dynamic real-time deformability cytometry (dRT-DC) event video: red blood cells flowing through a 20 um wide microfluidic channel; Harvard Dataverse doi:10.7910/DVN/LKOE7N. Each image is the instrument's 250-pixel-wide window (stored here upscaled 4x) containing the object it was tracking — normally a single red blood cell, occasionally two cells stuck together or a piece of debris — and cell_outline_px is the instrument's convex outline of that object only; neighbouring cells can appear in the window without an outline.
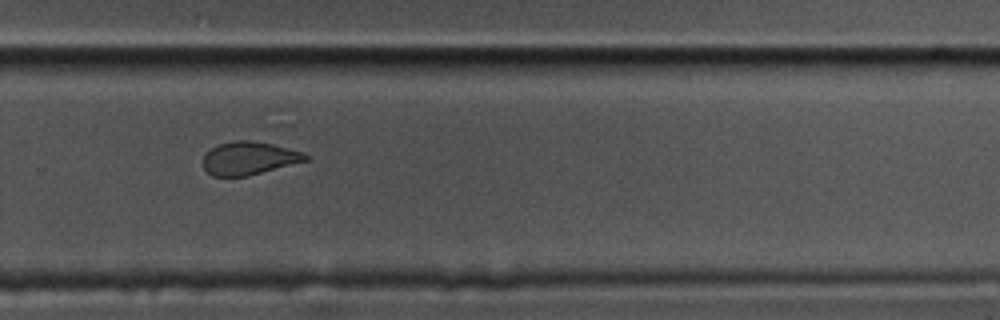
{"species": "common noctule bat (a hibernating species)", "species_latin": "Nyctalus noctula", "temperature_condition": "cold", "stored_images_in_passage": 36, "camera_frame_rate_fps": 3000, "um_per_image_px": 0.085, "animal": {"sex": "male", "body_mass_g": 17.5, "forearm_length_mm": 52.3}, "frame": {"image": 1, "passage_image": 21, "time_ms": 6.667, "image_size_px": [1000, 320], "cell_outline_px": [[308, 160], [248, 176], [212, 176], [204, 168], [204, 156], [212, 148], [220, 144], [236, 140], [252, 140], [272, 144], [304, 152], [308, 156]], "centroid_in_image_um": [21.19, 13.45], "position_along_channel_um": 308.6, "area_um2": 19.54}}